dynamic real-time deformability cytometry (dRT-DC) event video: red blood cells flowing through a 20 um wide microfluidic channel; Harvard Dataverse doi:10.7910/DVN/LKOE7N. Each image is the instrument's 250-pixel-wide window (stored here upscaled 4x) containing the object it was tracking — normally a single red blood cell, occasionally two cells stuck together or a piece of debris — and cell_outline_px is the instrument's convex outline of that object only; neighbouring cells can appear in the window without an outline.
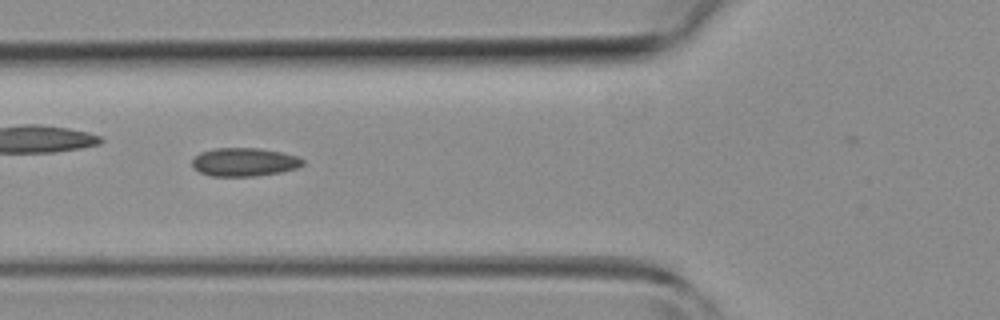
{"species": "common noctule bat (a hibernating species)", "species_latin": "Nyctalus noctula", "temperature_condition": "room temperature", "stored_images_in_passage": 3, "camera_frame_rate_fps": 3000, "um_per_image_px": 0.085, "animal": {"sex": "female", "body_mass_g": 19.3, "forearm_length_mm": 54.1}, "frame": {"image": 1, "passage_image": 3, "time_ms": 2.333, "image_size_px": [1000, 320], "cell_outline_px": [[304, 164], [296, 168], [280, 172], [252, 176], [212, 176], [200, 172], [192, 164], [192, 160], [200, 152], [216, 148], [260, 148], [280, 152], [296, 156], [304, 160]], "centroid_in_image_um": [20.76, 13.77], "position_along_channel_um": 105.0, "area_um2": 18.09}}